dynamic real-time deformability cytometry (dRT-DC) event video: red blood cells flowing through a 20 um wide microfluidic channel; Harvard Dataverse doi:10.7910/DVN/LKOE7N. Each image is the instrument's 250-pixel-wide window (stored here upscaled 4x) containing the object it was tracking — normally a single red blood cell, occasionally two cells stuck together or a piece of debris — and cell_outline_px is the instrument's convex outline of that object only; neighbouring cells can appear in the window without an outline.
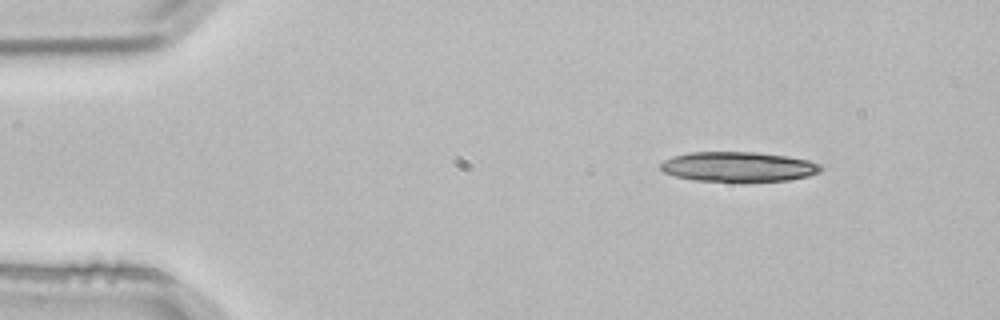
{"species": "common noctule bat (a hibernating species)", "species_latin": "Nyctalus noctula", "temperature_condition": "room temperature", "stored_images_in_passage": 2, "camera_frame_rate_fps": 3000, "um_per_image_px": 0.085, "animal": {"sex": "male", "body_mass_g": 21.5, "forearm_length_mm": 52.0}, "frame": {"image": 1, "passage_image": 2, "time_ms": 0.333, "image_size_px": [1000, 320], "cell_outline_px": [[824, 168], [820, 172], [808, 176], [788, 180], [696, 180], [676, 176], [664, 172], [660, 168], [660, 164], [664, 160], [672, 156], [688, 152], [756, 152], [788, 156], [808, 160], [820, 164]], "centroid_in_image_um": [62.77, 14.15], "position_along_channel_um": 22.2, "area_um2": 27.51}}